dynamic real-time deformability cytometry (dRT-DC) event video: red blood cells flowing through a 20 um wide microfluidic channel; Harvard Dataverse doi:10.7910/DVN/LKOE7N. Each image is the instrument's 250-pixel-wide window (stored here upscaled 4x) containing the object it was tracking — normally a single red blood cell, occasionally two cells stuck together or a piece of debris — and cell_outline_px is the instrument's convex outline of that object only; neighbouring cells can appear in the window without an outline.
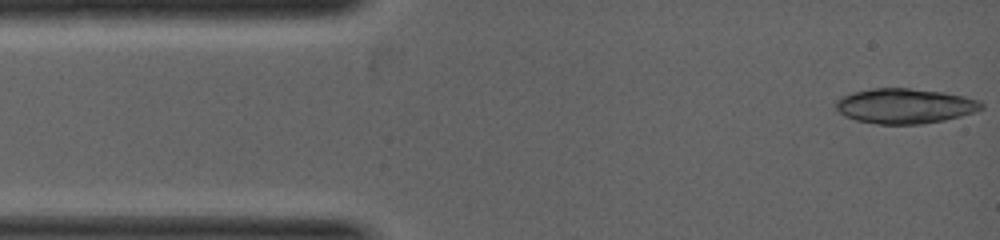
{"species": "common noctule bat (a hibernating species)", "species_latin": "Nyctalus noctula", "temperature_condition": "warm", "stored_images_in_passage": 3, "camera_frame_rate_fps": 5000, "um_per_image_px": 0.085, "animal": {"sex": "female", "body_mass_g": 19.0, "forearm_length_mm": 53.3}, "frame": {"image": 1, "passage_image": 1, "time_ms": 0.0, "image_size_px": [1000, 240], "cell_outline_px": [[984, 108], [960, 116], [944, 120], [920, 124], [876, 124], [856, 120], [844, 116], [836, 108], [836, 100], [840, 96], [852, 92], [872, 88], [908, 88], [944, 92], [964, 96], [980, 100], [984, 104]], "centroid_in_image_um": [76.9, 9.0], "position_along_channel_um": 8.1, "area_um2": 29.82}}